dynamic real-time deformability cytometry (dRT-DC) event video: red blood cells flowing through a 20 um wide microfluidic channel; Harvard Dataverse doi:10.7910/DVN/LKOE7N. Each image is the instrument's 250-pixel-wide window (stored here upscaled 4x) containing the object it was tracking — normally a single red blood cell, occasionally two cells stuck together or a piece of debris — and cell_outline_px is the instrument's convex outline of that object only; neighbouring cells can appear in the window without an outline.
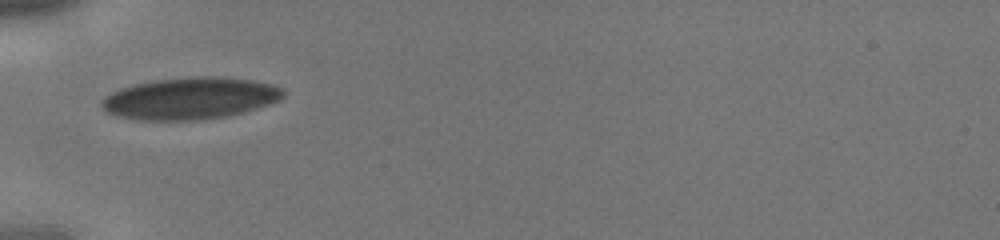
{"species": "human", "species_latin": "Homo sapiens", "temperature_condition": "cold", "stored_images_in_passage": 28, "camera_frame_rate_fps": 3000, "um_per_image_px": 0.085, "donor": {"sex": "male"}, "frame": {"image": 1, "passage_image": 1, "time_ms": 0.0, "image_size_px": [1000, 240], "cell_outline_px": [[284, 96], [280, 100], [244, 112], [228, 116], [204, 120], [140, 120], [120, 116], [108, 112], [100, 104], [100, 100], [104, 96], [120, 88], [132, 84], [152, 80], [196, 76], [212, 76], [252, 80], [272, 84], [280, 88], [284, 92]], "centroid_in_image_um": [16.15, 8.36], "position_along_channel_um": 68.9, "area_um2": 44.39}}
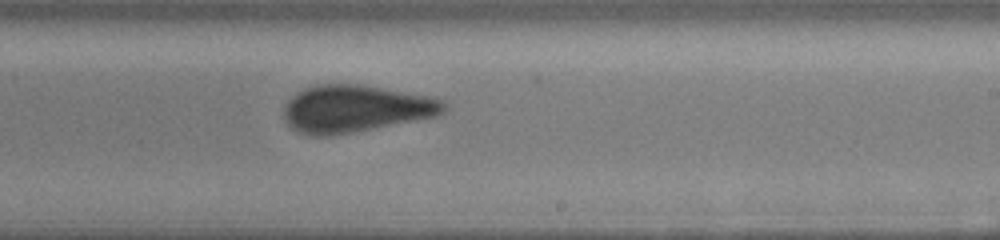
{"frame": {"image": 2, "passage_image": 13, "time_ms": 4.0, "image_size_px": [1000, 240], "cell_outline_px": [[448, 108], [440, 116], [352, 132], [328, 136], [312, 136], [300, 132], [292, 128], [288, 124], [284, 116], [284, 108], [288, 100], [296, 92], [304, 88], [320, 84], [360, 84], [432, 96], [444, 100], [448, 104]], "centroid_in_image_um": [30.27, 9.23], "position_along_channel_um": 258.7, "area_um2": 44.27}}
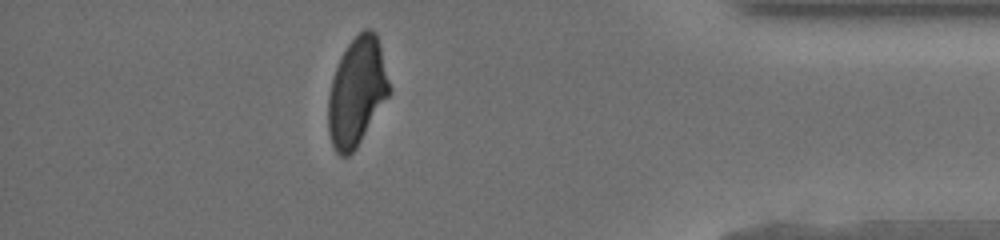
{"frame": {"image": 3, "passage_image": 24, "time_ms": 7.667, "image_size_px": [1000, 240], "cell_outline_px": [[392, 88], [388, 96], [356, 148], [348, 156], [340, 156], [336, 152], [332, 144], [328, 132], [328, 96], [332, 80], [336, 68], [348, 44], [364, 28], [372, 28], [376, 32], [380, 44]], "centroid_in_image_um": [30.35, 7.79], "position_along_channel_um": 404.9, "area_um2": 38.38}}